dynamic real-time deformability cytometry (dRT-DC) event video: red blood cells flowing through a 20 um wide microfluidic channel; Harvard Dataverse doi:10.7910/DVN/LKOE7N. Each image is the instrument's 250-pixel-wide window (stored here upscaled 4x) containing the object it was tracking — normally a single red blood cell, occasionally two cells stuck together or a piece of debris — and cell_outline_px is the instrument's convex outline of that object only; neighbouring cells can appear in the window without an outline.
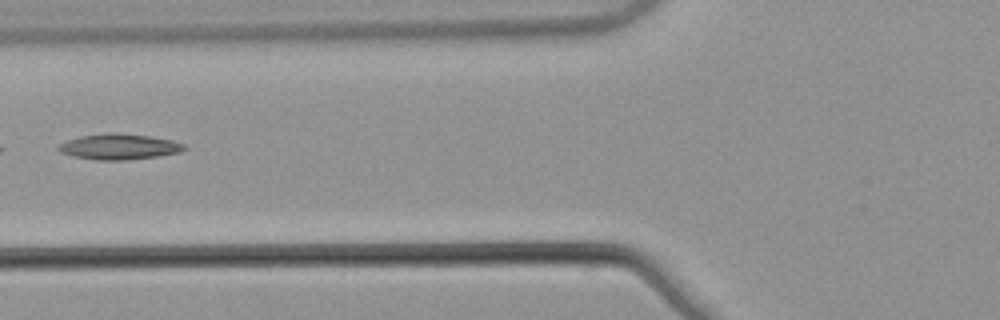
{"species": "common noctule bat (a hibernating species)", "species_latin": "Nyctalus noctula", "temperature_condition": "warm", "stored_images_in_passage": 5, "camera_frame_rate_fps": 3000, "um_per_image_px": 0.085, "animal": {"sex": "male", "body_mass_g": 21.5, "forearm_length_mm": 52.0}, "frame": {"image": 1, "passage_image": 4, "time_ms": 1.0, "image_size_px": [1000, 320], "cell_outline_px": [[188, 148], [180, 152], [156, 156], [128, 160], [96, 160], [76, 156], [60, 152], [56, 148], [60, 144], [68, 140], [80, 136], [108, 132], [112, 132], [148, 136], [172, 140], [184, 144]], "centroid_in_image_um": [10.13, 12.46], "position_along_channel_um": 115.7, "area_um2": 18.67}}
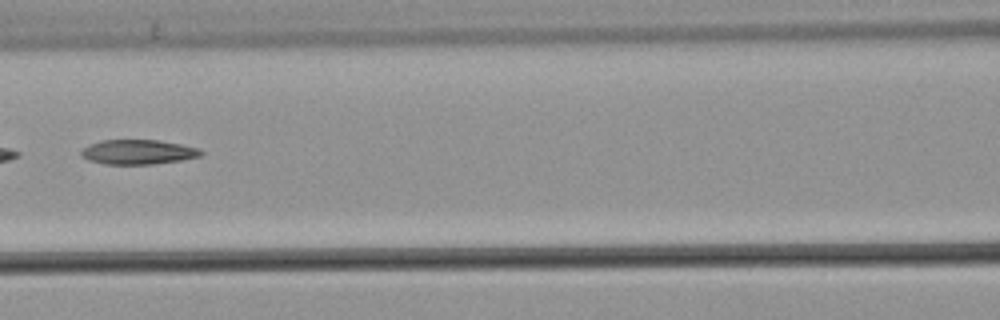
{"frame": {"image": 2, "passage_image": 5, "time_ms": 1.333, "image_size_px": [1000, 320], "cell_outline_px": [[204, 152], [200, 156], [180, 160], [152, 164], [104, 164], [88, 160], [80, 156], [80, 152], [88, 144], [100, 140], [156, 140], [180, 144], [200, 148]], "centroid_in_image_um": [11.7, 12.92], "position_along_channel_um": 154.9, "area_um2": 17.22}}